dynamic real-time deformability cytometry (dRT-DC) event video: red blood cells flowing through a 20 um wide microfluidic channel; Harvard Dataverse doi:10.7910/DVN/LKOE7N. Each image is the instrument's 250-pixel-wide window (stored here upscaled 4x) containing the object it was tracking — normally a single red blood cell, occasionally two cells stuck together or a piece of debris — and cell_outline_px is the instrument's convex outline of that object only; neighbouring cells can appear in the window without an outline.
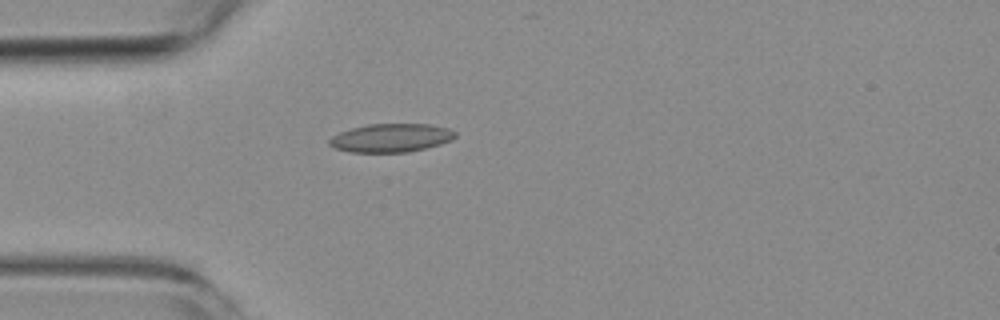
{"species": "common noctule bat (a hibernating species)", "species_latin": "Nyctalus noctula", "temperature_condition": "room temperature", "stored_images_in_passage": 3, "camera_frame_rate_fps": 3000, "um_per_image_px": 0.085, "animal": {"sex": "female", "body_mass_g": 19.3, "forearm_length_mm": 54.1}, "frame": {"image": 1, "passage_image": 3, "time_ms": 3.0, "image_size_px": [1000, 320], "cell_outline_px": [[456, 136], [452, 140], [440, 144], [408, 152], [348, 152], [336, 148], [328, 144], [328, 140], [332, 136], [340, 132], [352, 128], [368, 124], [428, 124], [448, 128], [456, 132]], "centroid_in_image_um": [33.23, 11.72], "position_along_channel_um": 51.8, "area_um2": 20.81}}